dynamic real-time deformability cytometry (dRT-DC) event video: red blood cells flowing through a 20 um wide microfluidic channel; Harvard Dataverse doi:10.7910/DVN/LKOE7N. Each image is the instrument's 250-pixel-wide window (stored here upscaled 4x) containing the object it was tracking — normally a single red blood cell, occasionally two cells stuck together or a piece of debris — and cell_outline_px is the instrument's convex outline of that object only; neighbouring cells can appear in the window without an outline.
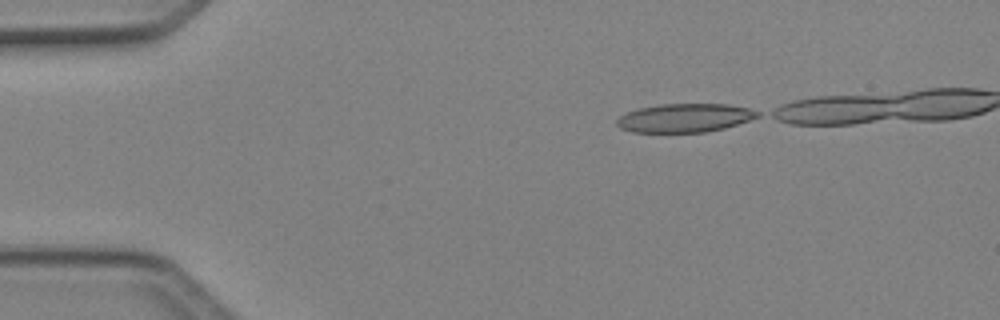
{"species": "Egyptian fruit bat (a non-hibernating species)", "species_latin": "Rousettus aegyptiacus", "temperature_condition": "cold", "stored_images_in_passage": 33, "camera_frame_rate_fps": 3000, "um_per_image_px": 0.085, "animal": {"sex": "female"}, "frame": {"image": 1, "passage_image": 1, "time_ms": 0.0, "image_size_px": [1000, 320], "cell_outline_px": [[760, 116], [724, 128], [704, 132], [632, 132], [620, 128], [616, 124], [616, 120], [620, 116], [628, 112], [640, 108], [660, 104], [724, 104], [748, 108], [760, 112]], "centroid_in_image_um": [58.18, 10.02], "position_along_channel_um": 26.8, "area_um2": 23.24}}
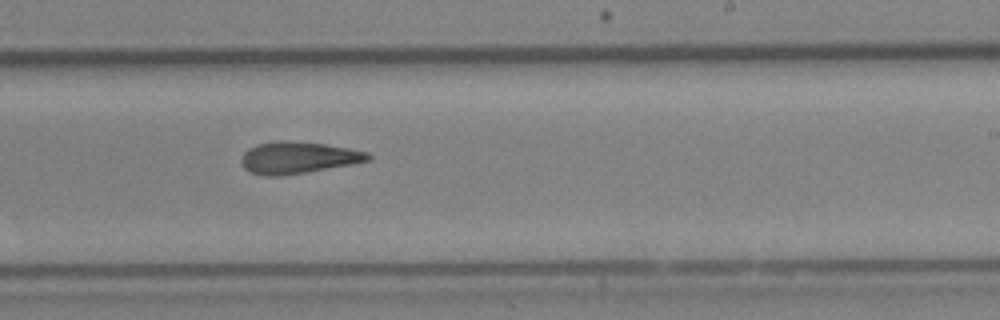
{"frame": {"image": 2, "passage_image": 23, "time_ms": 7.333, "image_size_px": [1000, 320], "cell_outline_px": [[372, 160], [352, 164], [280, 176], [264, 176], [248, 172], [244, 168], [240, 160], [240, 156], [248, 148], [256, 144], [276, 140], [284, 140], [324, 144], [348, 148], [368, 152], [372, 156]], "centroid_in_image_um": [25.29, 13.39], "position_along_channel_um": 263.7, "area_um2": 23.64}}
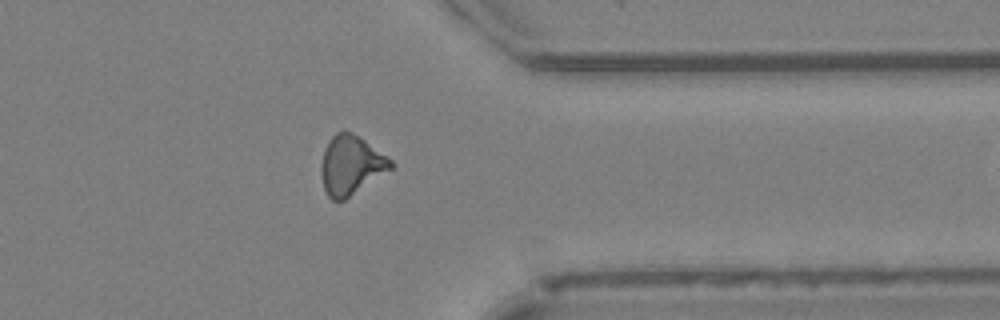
{"frame": {"image": 3, "passage_image": 32, "time_ms": 10.333, "image_size_px": [1000, 320], "cell_outline_px": [[396, 164], [392, 168], [344, 200], [332, 200], [328, 196], [324, 188], [320, 172], [320, 168], [324, 148], [332, 136], [336, 132], [344, 128], [352, 132], [388, 156]], "centroid_in_image_um": [29.82, 14.01], "position_along_channel_um": 381.6, "area_um2": 24.04}}